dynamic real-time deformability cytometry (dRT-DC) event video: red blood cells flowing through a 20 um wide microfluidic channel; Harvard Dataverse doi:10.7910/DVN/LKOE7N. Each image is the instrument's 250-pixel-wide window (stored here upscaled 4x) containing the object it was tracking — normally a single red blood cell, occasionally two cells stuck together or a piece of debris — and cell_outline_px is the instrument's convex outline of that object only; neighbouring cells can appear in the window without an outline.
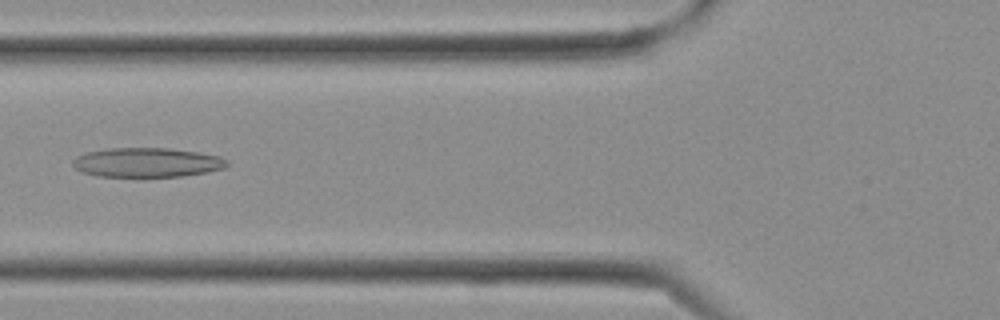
{"species": "Egyptian fruit bat (a non-hibernating species)", "species_latin": "Rousettus aegyptiacus", "temperature_condition": "cold", "stored_images_in_passage": 12, "camera_frame_rate_fps": 3000, "um_per_image_px": 0.085, "frame": {"image": 1, "passage_image": 9, "time_ms": 2.667, "image_size_px": [1000, 320], "cell_outline_px": [[228, 164], [224, 168], [208, 172], [180, 176], [96, 176], [84, 172], [76, 168], [72, 164], [72, 160], [76, 156], [88, 152], [108, 148], [168, 148], [196, 152], [220, 156], [228, 160]], "centroid_in_image_um": [12.5, 13.8], "position_along_channel_um": 113.3, "area_um2": 26.24}}
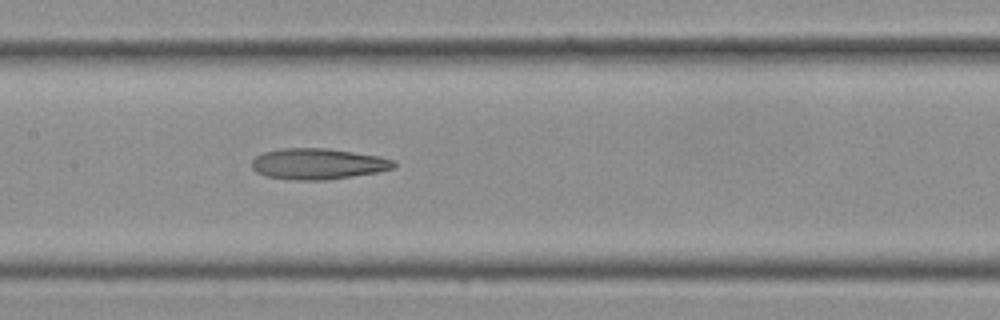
{"frame": {"image": 2, "passage_image": 12, "time_ms": 3.667, "image_size_px": [1000, 320], "cell_outline_px": [[396, 168], [376, 172], [328, 180], [296, 180], [264, 176], [256, 172], [252, 168], [252, 160], [256, 156], [264, 152], [280, 148], [328, 148], [380, 156], [396, 160]], "centroid_in_image_um": [27.04, 13.92], "position_along_channel_um": 180.4, "area_um2": 25.84}}